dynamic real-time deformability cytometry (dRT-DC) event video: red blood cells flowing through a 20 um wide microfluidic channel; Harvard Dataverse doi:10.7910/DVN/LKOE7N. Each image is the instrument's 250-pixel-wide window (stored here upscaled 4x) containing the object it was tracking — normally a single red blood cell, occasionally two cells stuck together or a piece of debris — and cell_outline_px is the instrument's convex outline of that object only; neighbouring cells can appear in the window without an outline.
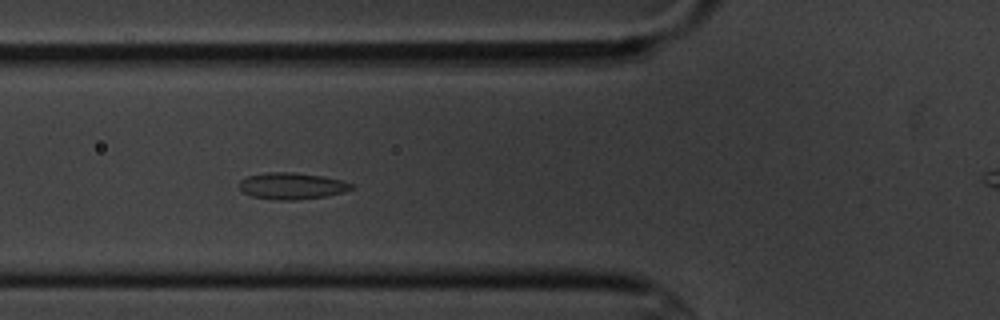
{"species": "common noctule bat (a hibernating species)", "species_latin": "Nyctalus noctula", "temperature_condition": "cold", "stored_images_in_passage": 4, "camera_frame_rate_fps": 3000, "um_per_image_px": 0.085, "animal": {"sex": "male", "body_mass_g": 20.1, "forearm_length_mm": 53.5}, "frame": {"image": 1, "passage_image": 4, "time_ms": 4.333, "image_size_px": [1000, 320], "cell_outline_px": [[356, 188], [324, 196], [296, 200], [276, 200], [252, 196], [244, 192], [240, 188], [240, 180], [248, 176], [268, 172], [296, 172], [344, 180], [352, 184]], "centroid_in_image_um": [24.81, 15.8], "position_along_channel_um": 101.0, "area_um2": 17.22}}